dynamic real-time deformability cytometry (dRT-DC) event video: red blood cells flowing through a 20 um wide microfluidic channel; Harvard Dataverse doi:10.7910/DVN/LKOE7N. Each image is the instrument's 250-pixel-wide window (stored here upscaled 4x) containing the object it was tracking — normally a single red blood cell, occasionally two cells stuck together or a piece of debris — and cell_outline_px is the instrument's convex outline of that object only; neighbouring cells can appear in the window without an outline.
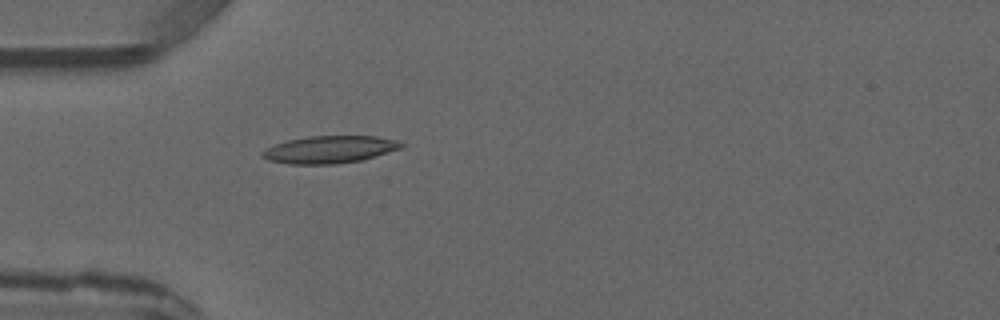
{"species": "common noctule bat (a hibernating species)", "species_latin": "Nyctalus noctula", "temperature_condition": "warm", "stored_images_in_passage": 1, "camera_frame_rate_fps": 3000, "um_per_image_px": 0.085, "animal": {"sex": "male", "forearm_length_mm": 52.5}, "frame": {"image": 1, "passage_image": 1, "time_ms": 0.0, "image_size_px": [1000, 320], "cell_outline_px": [[404, 144], [400, 148], [360, 160], [336, 164], [288, 164], [268, 160], [260, 156], [260, 152], [276, 144], [288, 140], [308, 136], [376, 136], [396, 140]], "centroid_in_image_um": [27.96, 12.71], "position_along_channel_um": 57.0, "area_um2": 21.91}}